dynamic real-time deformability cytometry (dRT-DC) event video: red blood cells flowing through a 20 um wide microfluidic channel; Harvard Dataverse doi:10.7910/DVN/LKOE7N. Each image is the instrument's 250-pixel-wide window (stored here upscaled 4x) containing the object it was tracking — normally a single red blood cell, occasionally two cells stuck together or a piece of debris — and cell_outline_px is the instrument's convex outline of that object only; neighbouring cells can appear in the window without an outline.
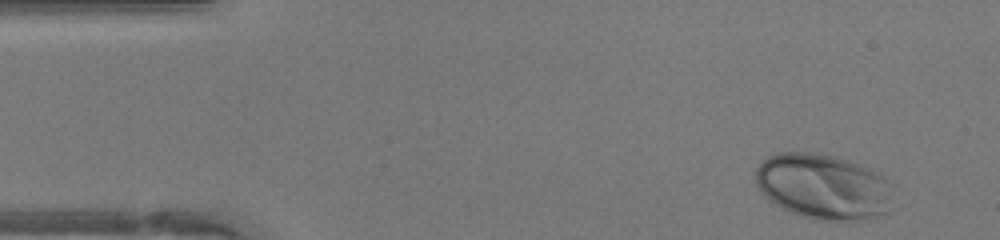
{"species": "human", "species_latin": "Homo sapiens", "temperature_condition": "warm", "stored_images_in_passage": 31, "camera_frame_rate_fps": 3000, "um_per_image_px": 0.085, "donor": {"sex": "female"}, "frame": {"image": 1, "passage_image": 1, "time_ms": 0.0, "image_size_px": [1000, 240], "cell_outline_px": [[896, 184], [888, 212], [864, 220], [812, 220], [800, 216], [768, 200], [760, 192], [756, 184], [756, 168], [768, 156], [776, 152], [812, 152], [832, 156], [848, 160], [868, 168], [884, 176]], "centroid_in_image_um": [70.02, 15.86], "position_along_channel_um": 15.0, "area_um2": 53.12}}
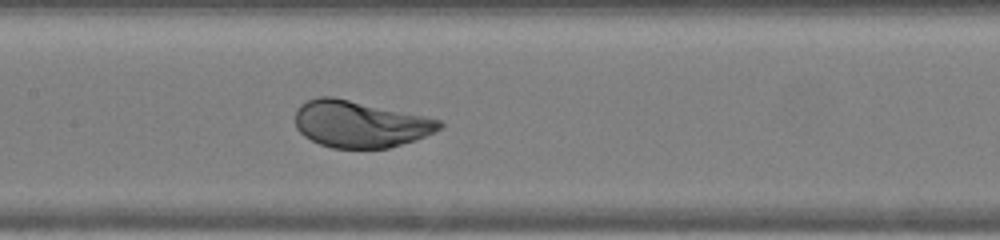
{"frame": {"image": 2, "passage_image": 19, "time_ms": 6.0, "image_size_px": [1000, 240], "cell_outline_px": [[444, 124], [440, 128], [416, 140], [388, 148], [332, 148], [320, 144], [304, 136], [296, 128], [296, 108], [300, 104], [308, 100], [320, 96], [332, 96], [424, 116], [440, 120]], "centroid_in_image_um": [30.56, 10.55], "position_along_channel_um": 176.8, "area_um2": 38.96}}
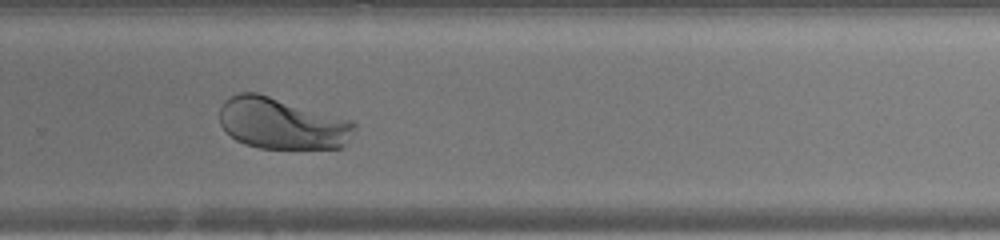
{"frame": {"image": 3, "passage_image": 28, "time_ms": 9.0, "image_size_px": [1000, 240], "cell_outline_px": [[356, 128], [344, 148], [260, 148], [244, 144], [236, 140], [220, 124], [220, 108], [224, 100], [240, 92], [256, 92], [352, 120], [356, 124]], "centroid_in_image_um": [23.99, 10.5], "position_along_channel_um": 305.8, "area_um2": 40.34}}